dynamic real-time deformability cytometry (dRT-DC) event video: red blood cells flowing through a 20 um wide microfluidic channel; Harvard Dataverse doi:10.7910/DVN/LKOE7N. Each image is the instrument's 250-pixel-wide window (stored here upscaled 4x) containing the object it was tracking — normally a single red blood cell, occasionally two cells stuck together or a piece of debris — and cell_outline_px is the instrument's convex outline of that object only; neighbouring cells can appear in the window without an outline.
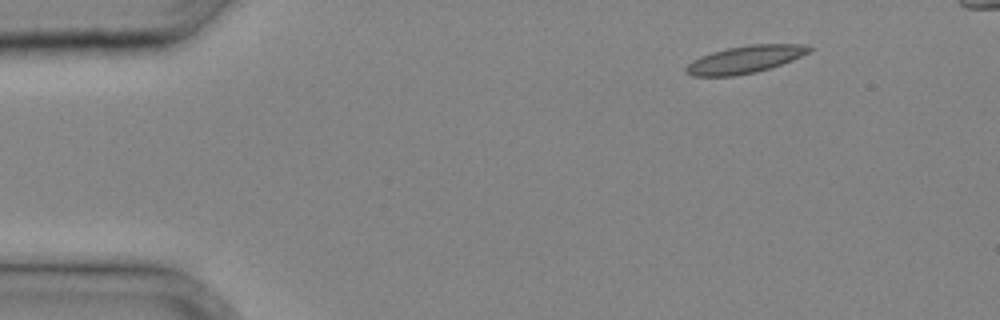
{"species": "common noctule bat (a hibernating species)", "species_latin": "Nyctalus noctula", "temperature_condition": "cold", "stored_images_in_passage": 28, "camera_frame_rate_fps": 3000, "um_per_image_px": 0.085, "animal": {"sex": "male", "body_mass_g": 20.4}, "frame": {"image": 1, "passage_image": 1, "time_ms": 0.0, "image_size_px": [1000, 320], "cell_outline_px": [[816, 48], [812, 52], [772, 68], [756, 72], [732, 76], [692, 76], [684, 72], [684, 68], [692, 60], [700, 56], [712, 52], [728, 48], [748, 44], [804, 44]], "centroid_in_image_um": [63.36, 5.05], "position_along_channel_um": 21.6, "area_um2": 20.0}}
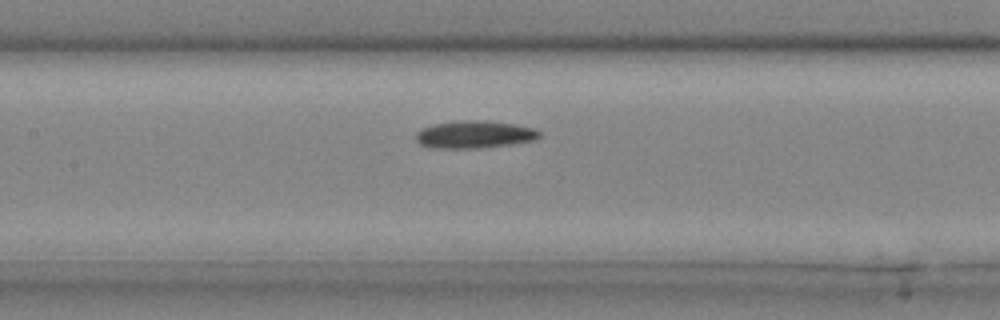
{"frame": {"image": 2, "passage_image": 13, "time_ms": 4.0, "image_size_px": [1000, 320], "cell_outline_px": [[540, 136], [536, 140], [512, 144], [476, 148], [432, 148], [420, 144], [416, 140], [416, 132], [432, 124], [464, 120], [484, 120], [516, 124], [536, 128], [540, 132]], "centroid_in_image_um": [40.36, 11.42], "position_along_channel_um": 167.0, "area_um2": 19.88}}
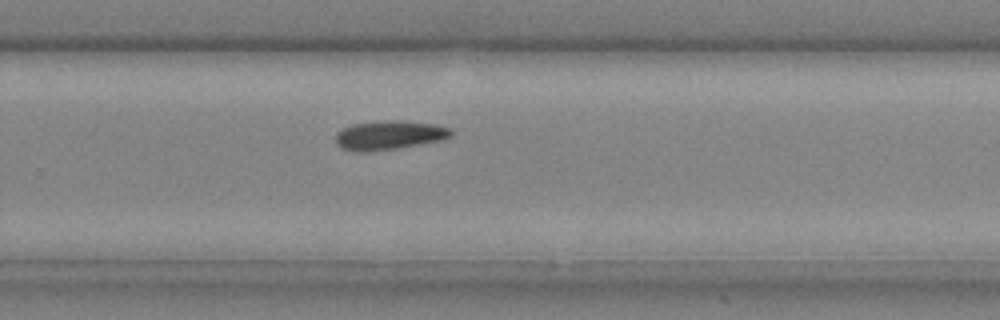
{"frame": {"image": 3, "passage_image": 20, "time_ms": 6.333, "image_size_px": [1000, 320], "cell_outline_px": [[452, 136], [444, 140], [396, 148], [364, 152], [356, 152], [340, 148], [336, 144], [336, 132], [352, 124], [388, 120], [396, 120], [432, 124], [448, 128], [452, 132]], "centroid_in_image_um": [33.05, 11.5], "position_along_channel_um": 296.8, "area_um2": 19.42}}